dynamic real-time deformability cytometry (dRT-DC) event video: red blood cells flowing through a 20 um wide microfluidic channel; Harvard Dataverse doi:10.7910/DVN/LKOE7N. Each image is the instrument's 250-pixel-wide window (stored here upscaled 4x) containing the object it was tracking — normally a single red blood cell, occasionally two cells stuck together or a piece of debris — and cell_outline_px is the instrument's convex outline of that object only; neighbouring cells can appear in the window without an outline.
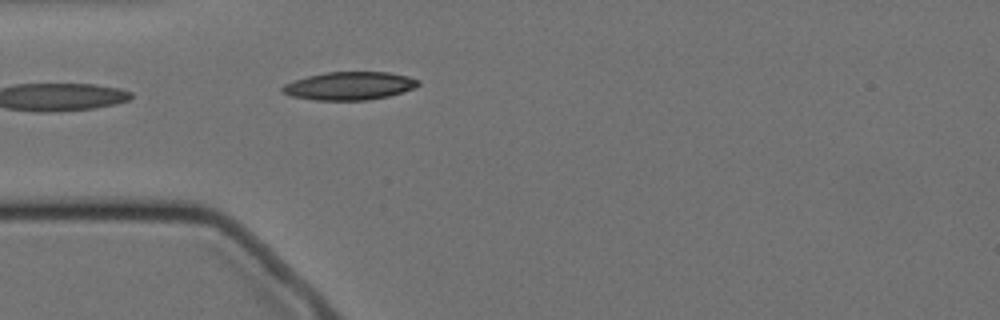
{"species": "Egyptian fruit bat (a non-hibernating species)", "species_latin": "Rousettus aegyptiacus", "temperature_condition": "cold", "stored_images_in_passage": 4, "camera_frame_rate_fps": 3000, "um_per_image_px": 0.085, "animal": {"sex": "female"}, "frame": {"image": 1, "passage_image": 4, "time_ms": 3.333, "image_size_px": [1000, 320], "cell_outline_px": [[420, 84], [412, 88], [388, 96], [368, 100], [316, 100], [292, 96], [284, 92], [280, 88], [284, 84], [308, 76], [328, 72], [388, 72], [408, 76], [420, 80]], "centroid_in_image_um": [29.71, 7.29], "position_along_channel_um": 55.3, "area_um2": 21.96}}